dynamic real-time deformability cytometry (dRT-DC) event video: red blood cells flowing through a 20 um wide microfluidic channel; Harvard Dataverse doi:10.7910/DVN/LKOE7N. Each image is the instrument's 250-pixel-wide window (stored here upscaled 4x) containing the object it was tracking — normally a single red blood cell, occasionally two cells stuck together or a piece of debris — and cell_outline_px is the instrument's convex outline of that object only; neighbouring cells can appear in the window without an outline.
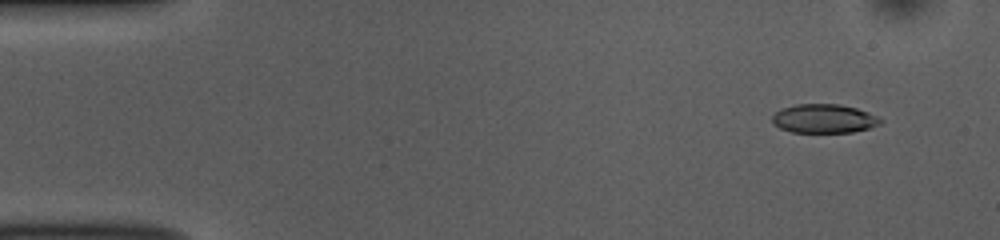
{"species": "common noctule bat (a hibernating species)", "species_latin": "Nyctalus noctula", "temperature_condition": "room temperature", "stored_images_in_passage": 53, "camera_frame_rate_fps": 3000, "um_per_image_px": 0.085, "animal": {"sex": "female", "body_mass_g": 10.0, "forearm_length_mm": 53.1}, "frame": {"image": 1, "passage_image": 4, "time_ms": 1.0, "image_size_px": [1000, 240], "cell_outline_px": [[884, 120], [880, 124], [868, 128], [852, 132], [792, 132], [780, 128], [772, 124], [772, 116], [780, 108], [796, 104], [840, 104], [856, 108], [868, 112]], "centroid_in_image_um": [70.01, 10.07], "position_along_channel_um": 15.0, "area_um2": 18.26}}
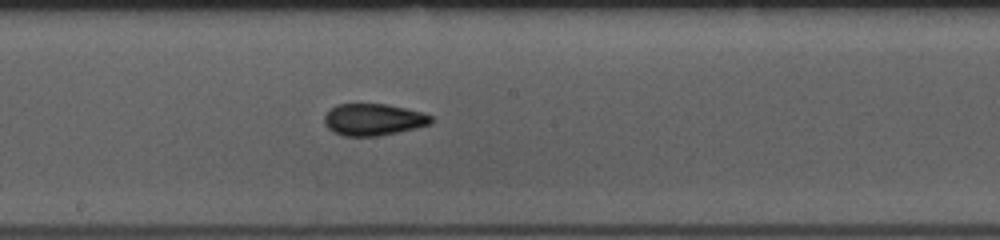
{"frame": {"image": 2, "passage_image": 28, "time_ms": 9.0, "image_size_px": [1000, 240], "cell_outline_px": [[432, 124], [416, 128], [376, 136], [344, 136], [332, 132], [324, 124], [324, 116], [328, 108], [336, 104], [388, 104], [424, 112], [432, 116]], "centroid_in_image_um": [31.71, 10.15], "position_along_channel_um": 216.5, "area_um2": 20.06}}
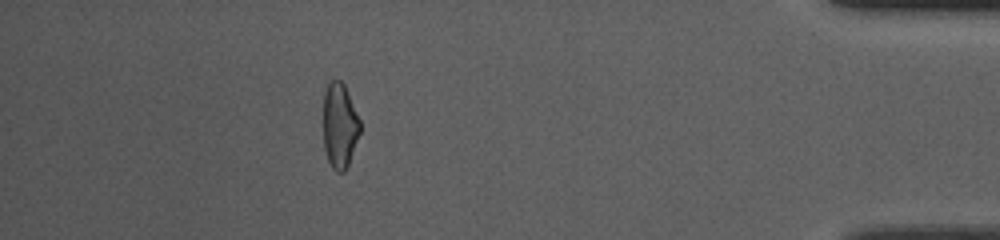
{"frame": {"image": 3, "passage_image": 47, "time_ms": 15.333, "image_size_px": [1000, 240], "cell_outline_px": [[360, 132], [348, 164], [344, 172], [336, 172], [332, 168], [328, 160], [324, 148], [324, 92], [328, 84], [332, 80], [340, 80], [344, 84], [360, 120]], "centroid_in_image_um": [28.87, 10.68], "position_along_channel_um": 406.3, "area_um2": 18.03}, "authors_computed_cell_mechanics": {"area_um2": 19.1318, "velocity_mm_per_s": 3.7832, "shape_relaxation_time_tau1_ms": 4.3504, "shape_relaxation_time_tau2_ms": 1.8498, "deformation_change_tau1": 0.1588, "deformation_change_tau2": 0.0943}}